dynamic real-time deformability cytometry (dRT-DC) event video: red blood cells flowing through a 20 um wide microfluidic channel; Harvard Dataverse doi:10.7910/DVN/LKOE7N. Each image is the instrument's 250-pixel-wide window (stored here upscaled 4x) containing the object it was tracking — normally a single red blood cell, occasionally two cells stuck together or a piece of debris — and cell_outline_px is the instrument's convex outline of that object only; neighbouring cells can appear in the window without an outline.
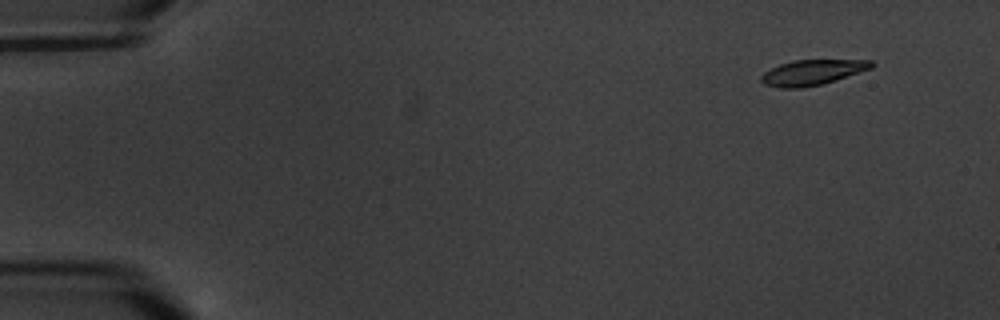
{"species": "common noctule bat (a hibernating species)", "species_latin": "Nyctalus noctula", "temperature_condition": "warm", "stored_images_in_passage": 9, "camera_frame_rate_fps": 3000, "um_per_image_px": 0.085, "animal": {"sex": "male", "body_mass_g": 20.1, "forearm_length_mm": 53.5}, "frame": {"image": 1, "passage_image": 2, "time_ms": 1.0, "image_size_px": [1000, 320], "cell_outline_px": [[876, 64], [872, 68], [836, 80], [820, 84], [800, 88], [780, 88], [764, 84], [760, 80], [760, 76], [764, 72], [780, 64], [792, 60], [872, 60]], "centroid_in_image_um": [69.05, 6.15], "position_along_channel_um": 16.0, "area_um2": 16.24}}
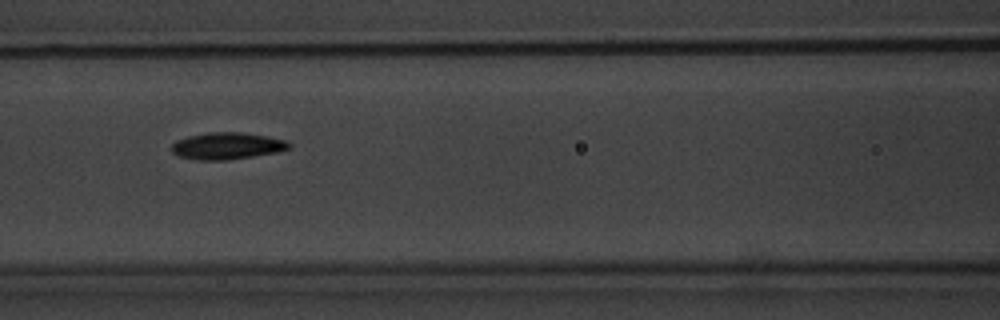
{"frame": {"image": 2, "passage_image": 8, "time_ms": 8.333, "image_size_px": [1000, 320], "cell_outline_px": [[292, 148], [276, 152], [228, 160], [200, 160], [180, 156], [172, 152], [172, 144], [176, 140], [188, 136], [208, 132], [240, 132], [268, 136], [284, 140], [292, 144]], "centroid_in_image_um": [19.31, 12.39], "position_along_channel_um": 147.3, "area_um2": 18.32}}
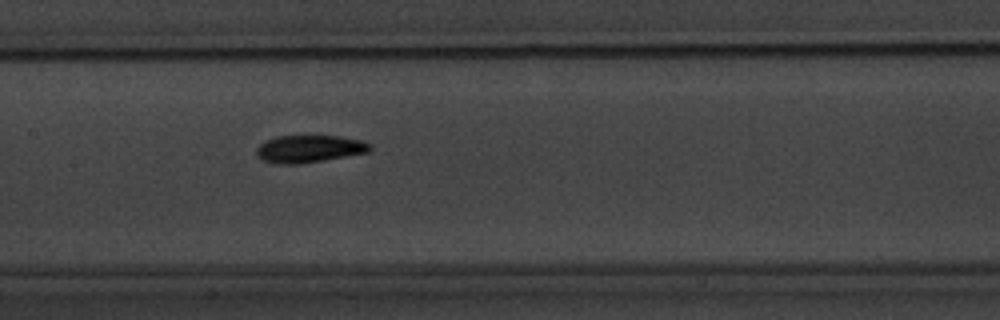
{"frame": {"image": 3, "passage_image": 9, "time_ms": 9.333, "image_size_px": [1000, 320], "cell_outline_px": [[372, 148], [368, 152], [324, 160], [300, 164], [280, 164], [260, 160], [256, 156], [256, 148], [264, 140], [276, 136], [340, 136], [360, 140], [372, 144]], "centroid_in_image_um": [26.24, 12.65], "position_along_channel_um": 181.2, "area_um2": 18.26}}